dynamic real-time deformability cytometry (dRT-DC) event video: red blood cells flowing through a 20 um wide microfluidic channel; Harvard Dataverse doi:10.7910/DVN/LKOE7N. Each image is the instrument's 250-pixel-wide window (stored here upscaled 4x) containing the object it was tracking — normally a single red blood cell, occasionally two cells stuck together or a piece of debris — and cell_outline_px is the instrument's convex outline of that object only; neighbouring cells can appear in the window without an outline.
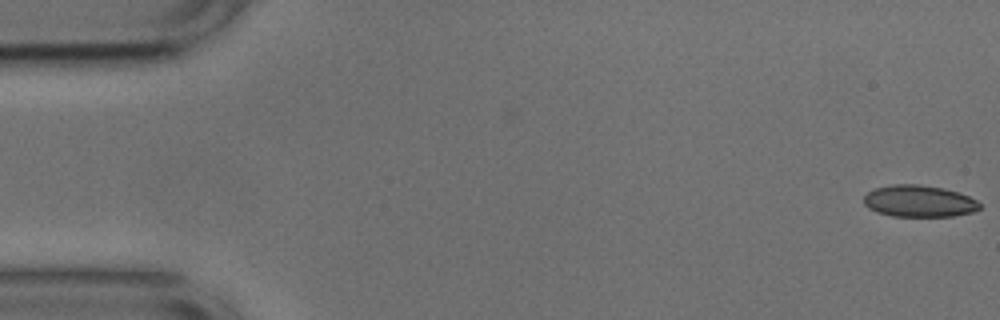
{"species": "common noctule bat (a hibernating species)", "species_latin": "Nyctalus noctula", "temperature_condition": "cold", "stored_images_in_passage": 53, "camera_frame_rate_fps": 3000, "um_per_image_px": 0.085, "animal": {"sex": "male", "body_mass_g": 17.9, "forearm_length_mm": 54.2}, "frame": {"image": 1, "passage_image": 1, "time_ms": 0.0, "image_size_px": [1000, 320], "cell_outline_px": [[980, 208], [972, 212], [952, 216], [892, 216], [876, 212], [868, 208], [864, 204], [864, 196], [868, 192], [876, 188], [892, 184], [920, 184], [944, 188], [968, 196], [976, 200], [980, 204]], "centroid_in_image_um": [78.09, 17.09], "position_along_channel_um": 6.9, "area_um2": 21.39}}
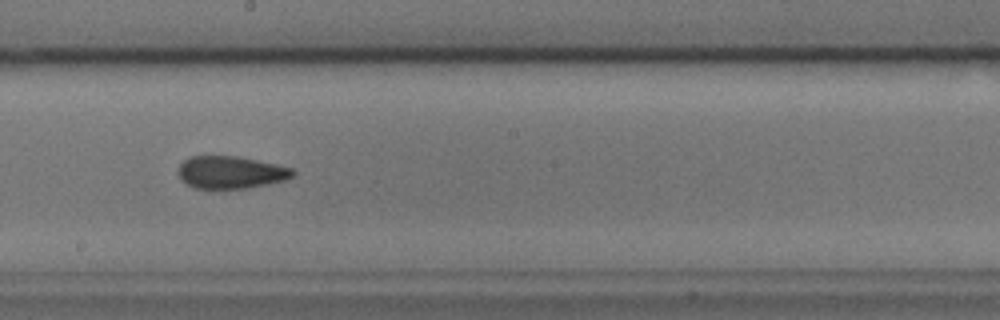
{"frame": {"image": 2, "passage_image": 29, "time_ms": 9.333, "image_size_px": [1000, 320], "cell_outline_px": [[296, 172], [292, 176], [284, 180], [268, 184], [244, 188], [196, 188], [180, 180], [176, 172], [180, 164], [184, 160], [192, 156], [236, 156], [276, 164], [292, 168]], "centroid_in_image_um": [19.58, 14.64], "position_along_channel_um": 228.6, "area_um2": 21.56}}
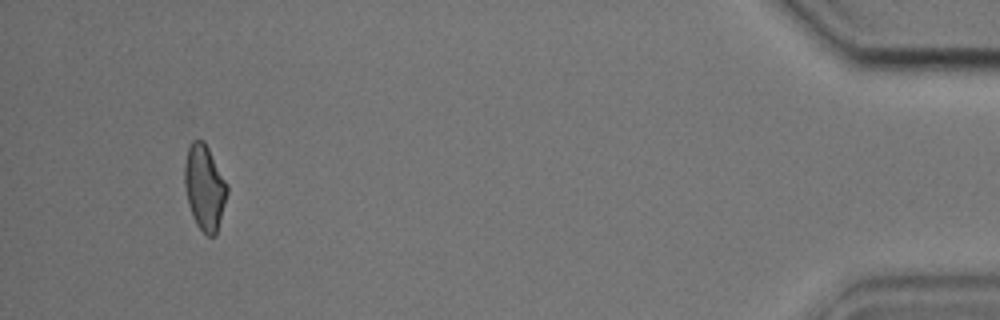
{"frame": {"image": 3, "passage_image": 50, "time_ms": 16.333, "image_size_px": [1000, 320], "cell_outline_px": [[228, 192], [216, 236], [208, 236], [196, 224], [192, 216], [188, 204], [184, 184], [184, 164], [188, 148], [192, 140], [204, 140], [228, 184]], "centroid_in_image_um": [17.39, 15.93], "position_along_channel_um": 417.8, "area_um2": 21.27}, "authors_computed_cell_mechanics": {"area_um2": 21.9062, "velocity_mm_per_s": 3.7533, "shape_relaxation_time_tau1_ms": 6.0364, "shape_relaxation_time_tau2_ms": 2.5465, "deformation_change_tau1": 0.138, "deformation_change_tau2": 0.0866}}